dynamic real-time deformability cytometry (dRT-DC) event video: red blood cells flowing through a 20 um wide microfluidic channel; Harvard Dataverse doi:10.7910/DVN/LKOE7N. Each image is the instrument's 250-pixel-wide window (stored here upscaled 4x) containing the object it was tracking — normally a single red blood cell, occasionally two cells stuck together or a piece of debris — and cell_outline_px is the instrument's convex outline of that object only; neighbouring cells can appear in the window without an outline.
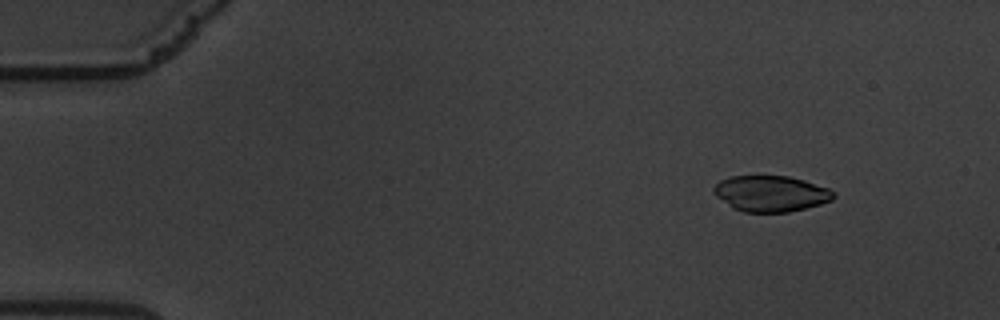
{"species": "common noctule bat (a hibernating species)", "species_latin": "Nyctalus noctula", "temperature_condition": "warm", "stored_images_in_passage": 60, "camera_frame_rate_fps": 3000, "um_per_image_px": 0.085, "animal": {"sex": "male", "body_mass_g": 19.5, "forearm_length_mm": 54.6}, "frame": {"image": 1, "passage_image": 7, "time_ms": 2.0, "image_size_px": [1000, 320], "cell_outline_px": [[836, 196], [832, 200], [820, 204], [788, 212], [744, 212], [732, 208], [716, 196], [712, 192], [712, 188], [720, 180], [732, 176], [788, 176], [804, 180], [828, 188], [836, 192]], "centroid_in_image_um": [65.51, 16.45], "position_along_channel_um": 19.5, "area_um2": 25.14}}
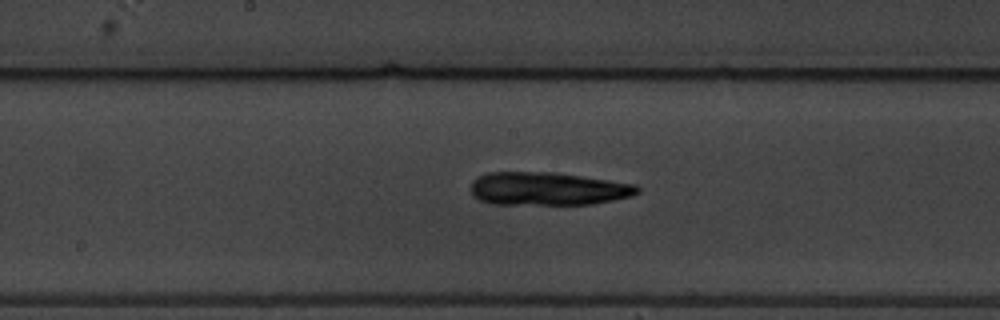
{"frame": {"image": 2, "passage_image": 32, "time_ms": 10.333, "image_size_px": [1000, 320], "cell_outline_px": [[640, 192], [632, 196], [592, 204], [488, 204], [472, 196], [472, 180], [488, 172], [552, 172], [636, 184], [640, 188]], "centroid_in_image_um": [46.55, 16.05], "position_along_channel_um": 201.7, "area_um2": 32.14}}
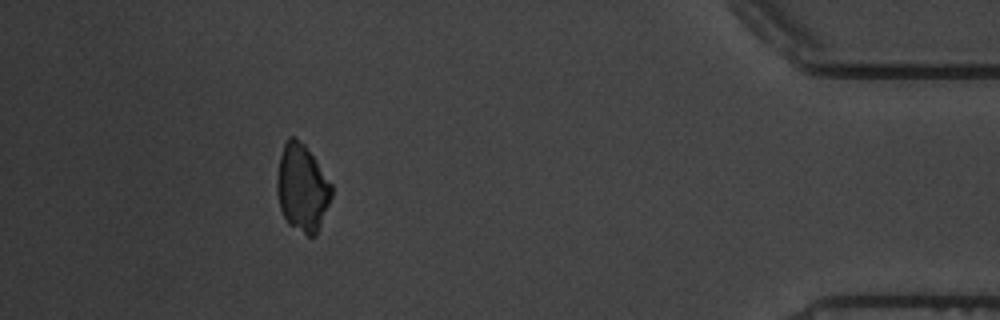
{"frame": {"image": 3, "passage_image": 55, "time_ms": 18.0, "image_size_px": [1000, 320], "cell_outline_px": [[332, 196], [316, 236], [308, 236], [288, 224], [280, 208], [276, 192], [276, 176], [280, 156], [284, 144], [288, 136], [296, 136], [304, 144], [332, 184]], "centroid_in_image_um": [25.67, 15.96], "position_along_channel_um": 409.5, "area_um2": 27.8}}